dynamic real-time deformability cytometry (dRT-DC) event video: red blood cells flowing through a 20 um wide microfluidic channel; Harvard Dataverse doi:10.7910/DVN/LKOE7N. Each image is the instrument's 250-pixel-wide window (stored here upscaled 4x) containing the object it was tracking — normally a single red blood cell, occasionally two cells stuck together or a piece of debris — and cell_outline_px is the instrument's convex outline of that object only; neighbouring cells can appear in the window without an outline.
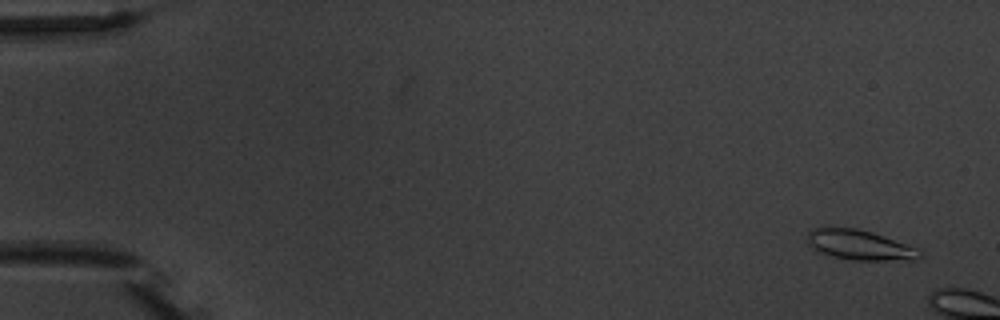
{"species": "common noctule bat (a hibernating species)", "species_latin": "Nyctalus noctula", "temperature_condition": "warm", "stored_images_in_passage": 3, "camera_frame_rate_fps": 3000, "um_per_image_px": 0.085, "animal": {"sex": "male", "body_mass_g": 20.1, "forearm_length_mm": 53.5}, "frame": {"image": 1, "passage_image": 1, "time_ms": 0.0, "image_size_px": [1000, 320], "cell_outline_px": [[924, 256], [916, 260], [852, 260], [832, 256], [820, 252], [812, 248], [808, 244], [808, 232], [812, 228], [856, 228], [872, 232], [916, 248]], "centroid_in_image_um": [73.07, 20.84], "position_along_channel_um": 11.9, "area_um2": 19.42}}